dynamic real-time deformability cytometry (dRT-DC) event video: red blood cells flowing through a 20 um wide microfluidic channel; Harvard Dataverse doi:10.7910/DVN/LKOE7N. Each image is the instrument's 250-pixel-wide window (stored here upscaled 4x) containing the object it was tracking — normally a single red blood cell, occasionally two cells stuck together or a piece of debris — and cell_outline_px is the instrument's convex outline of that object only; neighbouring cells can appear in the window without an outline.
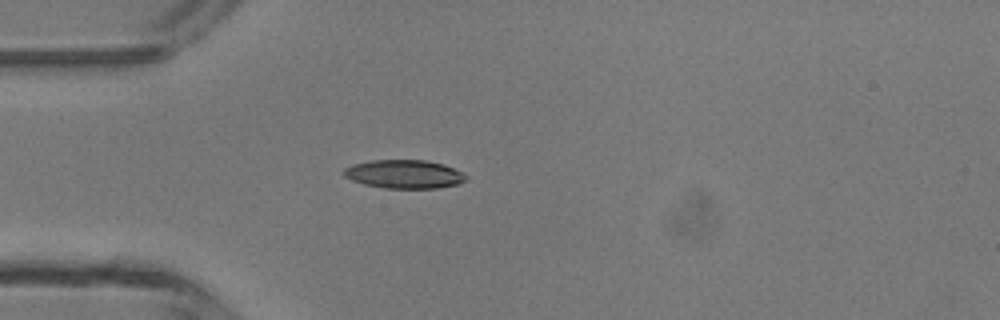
{"species": "common noctule bat (a hibernating species)", "species_latin": "Nyctalus noctula", "temperature_condition": "room temperature", "stored_images_in_passage": 1, "camera_frame_rate_fps": 3000, "um_per_image_px": 0.085, "animal": {"sex": "male", "body_mass_g": 13.3}, "frame": {"image": 1, "passage_image": 1, "time_ms": 0.0, "image_size_px": [1000, 320], "cell_outline_px": [[468, 176], [460, 184], [436, 188], [384, 188], [364, 184], [352, 180], [344, 176], [344, 168], [352, 164], [372, 160], [424, 160], [444, 164], [464, 172]], "centroid_in_image_um": [34.38, 14.8], "position_along_channel_um": 50.6, "area_um2": 20.4}}